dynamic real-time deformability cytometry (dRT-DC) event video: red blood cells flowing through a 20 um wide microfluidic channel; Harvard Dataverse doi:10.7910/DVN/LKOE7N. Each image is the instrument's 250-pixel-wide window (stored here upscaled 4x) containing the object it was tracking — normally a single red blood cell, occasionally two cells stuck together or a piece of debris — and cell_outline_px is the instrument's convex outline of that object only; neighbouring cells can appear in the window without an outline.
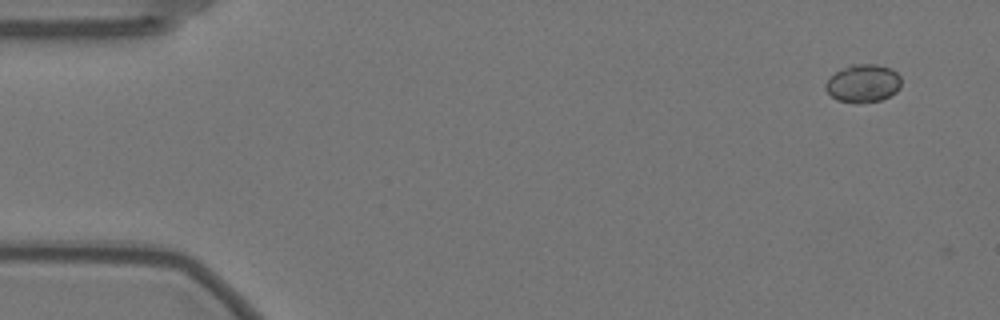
{"species": "Egyptian fruit bat (a non-hibernating species)", "species_latin": "Rousettus aegyptiacus", "temperature_condition": "warm", "stored_images_in_passage": 2, "camera_frame_rate_fps": 3000, "um_per_image_px": 0.085, "animal": {"sex": "female"}, "frame": {"image": 1, "passage_image": 1, "time_ms": 0.0, "image_size_px": [1000, 320], "cell_outline_px": [[900, 88], [896, 92], [880, 100], [856, 104], [836, 100], [824, 88], [824, 84], [836, 72], [852, 64], [876, 64], [892, 68], [900, 76]], "centroid_in_image_um": [73.36, 7.09], "position_along_channel_um": 11.6, "area_um2": 16.76}}